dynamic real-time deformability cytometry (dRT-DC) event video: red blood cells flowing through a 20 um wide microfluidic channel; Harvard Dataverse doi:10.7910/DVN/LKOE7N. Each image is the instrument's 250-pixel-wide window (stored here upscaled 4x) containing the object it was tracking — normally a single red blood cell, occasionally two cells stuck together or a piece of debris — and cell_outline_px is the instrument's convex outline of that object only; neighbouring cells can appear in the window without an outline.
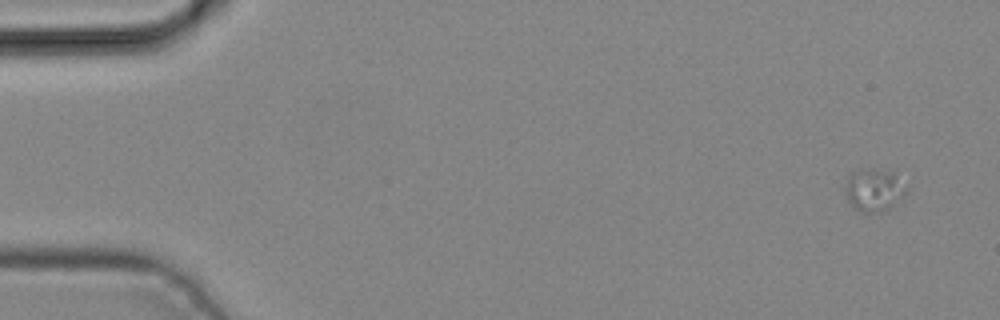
{"species": "common noctule bat (a hibernating species)", "species_latin": "Nyctalus noctula", "temperature_condition": "cold", "stored_images_in_passage": 5, "camera_frame_rate_fps": 3000, "um_per_image_px": 0.085, "animal": {"sex": "male", "body_mass_g": 19.2, "forearm_length_mm": 51.8}, "frame": {"image": 1, "passage_image": 1, "time_ms": 0.0, "image_size_px": [1000, 320], "cell_outline_px": [[908, 192], [888, 212], [860, 212], [848, 200], [844, 192], [844, 188], [848, 176], [852, 172], [860, 168], [896, 168], [908, 184]], "centroid_in_image_um": [74.41, 16.07], "position_along_channel_um": 10.6, "area_um2": 16.53}}
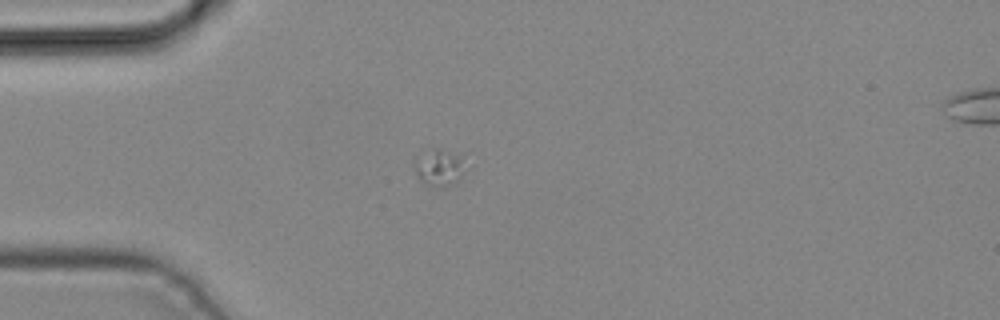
{"frame": {"image": 2, "passage_image": 4, "time_ms": 1.0, "image_size_px": [1000, 320], "cell_outline_px": [[468, 168], [456, 184], [424, 184], [416, 176], [412, 168], [416, 156], [420, 148], [440, 148], [460, 156]], "centroid_in_image_um": [37.27, 14.16], "position_along_channel_um": 47.7, "area_um2": 11.39}}